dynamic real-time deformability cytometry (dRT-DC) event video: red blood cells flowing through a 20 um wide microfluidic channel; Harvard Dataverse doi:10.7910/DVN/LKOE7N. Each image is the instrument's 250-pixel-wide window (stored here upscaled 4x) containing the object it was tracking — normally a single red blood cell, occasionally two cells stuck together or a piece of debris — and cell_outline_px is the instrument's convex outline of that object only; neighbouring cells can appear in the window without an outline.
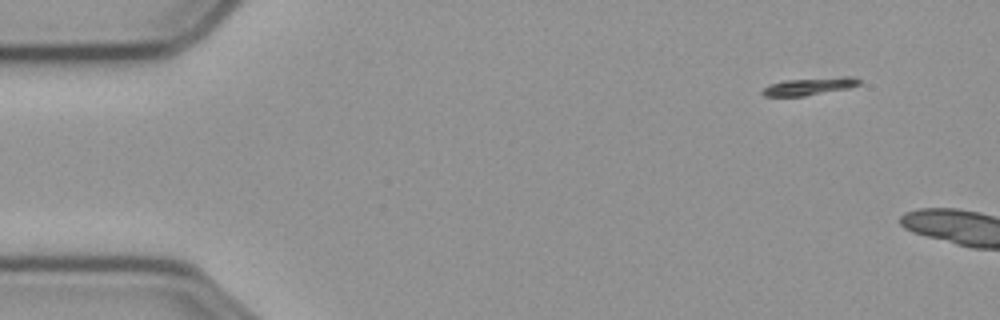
{"species": "common noctule bat (a hibernating species)", "species_latin": "Nyctalus noctula", "temperature_condition": "cold", "stored_images_in_passage": 10, "camera_frame_rate_fps": 3000, "um_per_image_px": 0.085, "animal": {"sex": "male", "body_mass_g": 23.1, "forearm_length_mm": 52.7}, "frame": {"image": 1, "passage_image": 6, "time_ms": 1.667, "image_size_px": [1000, 320], "cell_outline_px": [[860, 84], [848, 88], [804, 96], [764, 96], [760, 92], [768, 84], [784, 80], [840, 76], [856, 76], [860, 80]], "centroid_in_image_um": [68.8, 7.32], "position_along_channel_um": 16.2, "area_um2": 10.0}}